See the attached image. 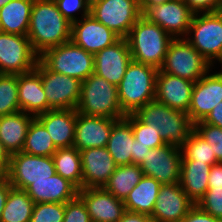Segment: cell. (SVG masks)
<instances>
[{"mask_svg": "<svg viewBox=\"0 0 222 222\" xmlns=\"http://www.w3.org/2000/svg\"><path fill=\"white\" fill-rule=\"evenodd\" d=\"M71 30L72 23L58 10L54 0H34L27 37L38 56L70 41Z\"/></svg>", "mask_w": 222, "mask_h": 222, "instance_id": "cell-1", "label": "cell"}, {"mask_svg": "<svg viewBox=\"0 0 222 222\" xmlns=\"http://www.w3.org/2000/svg\"><path fill=\"white\" fill-rule=\"evenodd\" d=\"M158 69L132 60L117 86L120 107L125 115L135 114L155 99Z\"/></svg>", "mask_w": 222, "mask_h": 222, "instance_id": "cell-2", "label": "cell"}, {"mask_svg": "<svg viewBox=\"0 0 222 222\" xmlns=\"http://www.w3.org/2000/svg\"><path fill=\"white\" fill-rule=\"evenodd\" d=\"M126 39L132 60L159 70L173 38L159 25L148 22L141 16L132 26Z\"/></svg>", "mask_w": 222, "mask_h": 222, "instance_id": "cell-3", "label": "cell"}, {"mask_svg": "<svg viewBox=\"0 0 222 222\" xmlns=\"http://www.w3.org/2000/svg\"><path fill=\"white\" fill-rule=\"evenodd\" d=\"M135 115L143 123L160 131L166 144L181 147L193 130V124L186 112L172 109L155 99L140 108Z\"/></svg>", "mask_w": 222, "mask_h": 222, "instance_id": "cell-4", "label": "cell"}, {"mask_svg": "<svg viewBox=\"0 0 222 222\" xmlns=\"http://www.w3.org/2000/svg\"><path fill=\"white\" fill-rule=\"evenodd\" d=\"M76 110L87 116L113 119H122L126 116L120 107L117 86L95 73L82 82Z\"/></svg>", "mask_w": 222, "mask_h": 222, "instance_id": "cell-5", "label": "cell"}, {"mask_svg": "<svg viewBox=\"0 0 222 222\" xmlns=\"http://www.w3.org/2000/svg\"><path fill=\"white\" fill-rule=\"evenodd\" d=\"M185 39L213 67H222V13L194 14Z\"/></svg>", "mask_w": 222, "mask_h": 222, "instance_id": "cell-6", "label": "cell"}, {"mask_svg": "<svg viewBox=\"0 0 222 222\" xmlns=\"http://www.w3.org/2000/svg\"><path fill=\"white\" fill-rule=\"evenodd\" d=\"M39 60L50 70L84 81L94 73V55L72 40L46 50Z\"/></svg>", "mask_w": 222, "mask_h": 222, "instance_id": "cell-7", "label": "cell"}, {"mask_svg": "<svg viewBox=\"0 0 222 222\" xmlns=\"http://www.w3.org/2000/svg\"><path fill=\"white\" fill-rule=\"evenodd\" d=\"M213 66L185 38H173L160 70L192 82L208 73Z\"/></svg>", "mask_w": 222, "mask_h": 222, "instance_id": "cell-8", "label": "cell"}, {"mask_svg": "<svg viewBox=\"0 0 222 222\" xmlns=\"http://www.w3.org/2000/svg\"><path fill=\"white\" fill-rule=\"evenodd\" d=\"M38 60L27 36L0 31V74L27 73L36 67Z\"/></svg>", "mask_w": 222, "mask_h": 222, "instance_id": "cell-9", "label": "cell"}, {"mask_svg": "<svg viewBox=\"0 0 222 222\" xmlns=\"http://www.w3.org/2000/svg\"><path fill=\"white\" fill-rule=\"evenodd\" d=\"M90 14L125 39L141 17L139 0H101L90 9Z\"/></svg>", "mask_w": 222, "mask_h": 222, "instance_id": "cell-10", "label": "cell"}, {"mask_svg": "<svg viewBox=\"0 0 222 222\" xmlns=\"http://www.w3.org/2000/svg\"><path fill=\"white\" fill-rule=\"evenodd\" d=\"M56 174L52 156H34L24 152L10 155L7 179L17 189L26 190L33 181H42Z\"/></svg>", "mask_w": 222, "mask_h": 222, "instance_id": "cell-11", "label": "cell"}, {"mask_svg": "<svg viewBox=\"0 0 222 222\" xmlns=\"http://www.w3.org/2000/svg\"><path fill=\"white\" fill-rule=\"evenodd\" d=\"M182 150L173 144L151 148L139 164L144 176L154 178L160 184L179 183Z\"/></svg>", "mask_w": 222, "mask_h": 222, "instance_id": "cell-12", "label": "cell"}, {"mask_svg": "<svg viewBox=\"0 0 222 222\" xmlns=\"http://www.w3.org/2000/svg\"><path fill=\"white\" fill-rule=\"evenodd\" d=\"M194 13L183 0H170L163 4L147 6L141 16L159 25L172 38H185Z\"/></svg>", "mask_w": 222, "mask_h": 222, "instance_id": "cell-13", "label": "cell"}, {"mask_svg": "<svg viewBox=\"0 0 222 222\" xmlns=\"http://www.w3.org/2000/svg\"><path fill=\"white\" fill-rule=\"evenodd\" d=\"M40 76L48 105L52 110L77 108L82 81L50 71L41 61Z\"/></svg>", "mask_w": 222, "mask_h": 222, "instance_id": "cell-14", "label": "cell"}, {"mask_svg": "<svg viewBox=\"0 0 222 222\" xmlns=\"http://www.w3.org/2000/svg\"><path fill=\"white\" fill-rule=\"evenodd\" d=\"M218 70V71H217ZM222 102V67H213L194 84L188 116L194 125Z\"/></svg>", "mask_w": 222, "mask_h": 222, "instance_id": "cell-15", "label": "cell"}, {"mask_svg": "<svg viewBox=\"0 0 222 222\" xmlns=\"http://www.w3.org/2000/svg\"><path fill=\"white\" fill-rule=\"evenodd\" d=\"M131 61L128 41L120 38L94 55V73L118 86Z\"/></svg>", "mask_w": 222, "mask_h": 222, "instance_id": "cell-16", "label": "cell"}, {"mask_svg": "<svg viewBox=\"0 0 222 222\" xmlns=\"http://www.w3.org/2000/svg\"><path fill=\"white\" fill-rule=\"evenodd\" d=\"M119 39L117 34L97 21L91 14L72 23L71 40L93 55Z\"/></svg>", "mask_w": 222, "mask_h": 222, "instance_id": "cell-17", "label": "cell"}, {"mask_svg": "<svg viewBox=\"0 0 222 222\" xmlns=\"http://www.w3.org/2000/svg\"><path fill=\"white\" fill-rule=\"evenodd\" d=\"M194 205L179 183L162 184L150 217L155 222H181Z\"/></svg>", "mask_w": 222, "mask_h": 222, "instance_id": "cell-18", "label": "cell"}, {"mask_svg": "<svg viewBox=\"0 0 222 222\" xmlns=\"http://www.w3.org/2000/svg\"><path fill=\"white\" fill-rule=\"evenodd\" d=\"M78 196L85 203L92 222H119L126 211L123 201L104 187L78 189Z\"/></svg>", "mask_w": 222, "mask_h": 222, "instance_id": "cell-19", "label": "cell"}, {"mask_svg": "<svg viewBox=\"0 0 222 222\" xmlns=\"http://www.w3.org/2000/svg\"><path fill=\"white\" fill-rule=\"evenodd\" d=\"M82 188L104 187L117 165L106 147H93L80 151Z\"/></svg>", "mask_w": 222, "mask_h": 222, "instance_id": "cell-20", "label": "cell"}, {"mask_svg": "<svg viewBox=\"0 0 222 222\" xmlns=\"http://www.w3.org/2000/svg\"><path fill=\"white\" fill-rule=\"evenodd\" d=\"M118 120L87 116L77 112L73 146L78 151L93 147H106L112 126Z\"/></svg>", "mask_w": 222, "mask_h": 222, "instance_id": "cell-21", "label": "cell"}, {"mask_svg": "<svg viewBox=\"0 0 222 222\" xmlns=\"http://www.w3.org/2000/svg\"><path fill=\"white\" fill-rule=\"evenodd\" d=\"M195 82L167 74L160 69L156 77L155 100L188 113Z\"/></svg>", "mask_w": 222, "mask_h": 222, "instance_id": "cell-22", "label": "cell"}, {"mask_svg": "<svg viewBox=\"0 0 222 222\" xmlns=\"http://www.w3.org/2000/svg\"><path fill=\"white\" fill-rule=\"evenodd\" d=\"M20 110L34 117L52 110L47 102L40 76V60L27 73L17 75Z\"/></svg>", "mask_w": 222, "mask_h": 222, "instance_id": "cell-23", "label": "cell"}, {"mask_svg": "<svg viewBox=\"0 0 222 222\" xmlns=\"http://www.w3.org/2000/svg\"><path fill=\"white\" fill-rule=\"evenodd\" d=\"M76 116V109H58L48 110L36 118L50 134L54 145L65 148L74 145Z\"/></svg>", "mask_w": 222, "mask_h": 222, "instance_id": "cell-24", "label": "cell"}, {"mask_svg": "<svg viewBox=\"0 0 222 222\" xmlns=\"http://www.w3.org/2000/svg\"><path fill=\"white\" fill-rule=\"evenodd\" d=\"M34 203H66L78 196V188L58 173L46 180L33 181L26 190Z\"/></svg>", "mask_w": 222, "mask_h": 222, "instance_id": "cell-25", "label": "cell"}, {"mask_svg": "<svg viewBox=\"0 0 222 222\" xmlns=\"http://www.w3.org/2000/svg\"><path fill=\"white\" fill-rule=\"evenodd\" d=\"M33 118L23 111L0 116V141L9 155L22 151Z\"/></svg>", "mask_w": 222, "mask_h": 222, "instance_id": "cell-26", "label": "cell"}, {"mask_svg": "<svg viewBox=\"0 0 222 222\" xmlns=\"http://www.w3.org/2000/svg\"><path fill=\"white\" fill-rule=\"evenodd\" d=\"M211 165L196 161H182L179 184L189 199L197 205L208 190Z\"/></svg>", "mask_w": 222, "mask_h": 222, "instance_id": "cell-27", "label": "cell"}, {"mask_svg": "<svg viewBox=\"0 0 222 222\" xmlns=\"http://www.w3.org/2000/svg\"><path fill=\"white\" fill-rule=\"evenodd\" d=\"M34 0H12L0 9V31L27 36Z\"/></svg>", "mask_w": 222, "mask_h": 222, "instance_id": "cell-28", "label": "cell"}, {"mask_svg": "<svg viewBox=\"0 0 222 222\" xmlns=\"http://www.w3.org/2000/svg\"><path fill=\"white\" fill-rule=\"evenodd\" d=\"M134 139L131 124L125 118L112 126L106 148L117 166L132 164Z\"/></svg>", "mask_w": 222, "mask_h": 222, "instance_id": "cell-29", "label": "cell"}, {"mask_svg": "<svg viewBox=\"0 0 222 222\" xmlns=\"http://www.w3.org/2000/svg\"><path fill=\"white\" fill-rule=\"evenodd\" d=\"M161 185L154 178L142 176L139 183L123 201L126 211L150 216L154 209Z\"/></svg>", "mask_w": 222, "mask_h": 222, "instance_id": "cell-30", "label": "cell"}, {"mask_svg": "<svg viewBox=\"0 0 222 222\" xmlns=\"http://www.w3.org/2000/svg\"><path fill=\"white\" fill-rule=\"evenodd\" d=\"M56 173L72 182L78 189H82V163L80 151L74 146L58 148L52 155Z\"/></svg>", "mask_w": 222, "mask_h": 222, "instance_id": "cell-31", "label": "cell"}, {"mask_svg": "<svg viewBox=\"0 0 222 222\" xmlns=\"http://www.w3.org/2000/svg\"><path fill=\"white\" fill-rule=\"evenodd\" d=\"M142 176L143 172L137 164L117 166L104 188L117 199L124 201Z\"/></svg>", "mask_w": 222, "mask_h": 222, "instance_id": "cell-32", "label": "cell"}, {"mask_svg": "<svg viewBox=\"0 0 222 222\" xmlns=\"http://www.w3.org/2000/svg\"><path fill=\"white\" fill-rule=\"evenodd\" d=\"M34 204L25 190L12 187L1 213L0 222H30Z\"/></svg>", "mask_w": 222, "mask_h": 222, "instance_id": "cell-33", "label": "cell"}, {"mask_svg": "<svg viewBox=\"0 0 222 222\" xmlns=\"http://www.w3.org/2000/svg\"><path fill=\"white\" fill-rule=\"evenodd\" d=\"M57 149L43 124L34 117L29 126L22 152L34 156H52Z\"/></svg>", "mask_w": 222, "mask_h": 222, "instance_id": "cell-34", "label": "cell"}, {"mask_svg": "<svg viewBox=\"0 0 222 222\" xmlns=\"http://www.w3.org/2000/svg\"><path fill=\"white\" fill-rule=\"evenodd\" d=\"M182 161H196L214 165L217 162L215 153L210 144L192 130L181 146Z\"/></svg>", "mask_w": 222, "mask_h": 222, "instance_id": "cell-35", "label": "cell"}, {"mask_svg": "<svg viewBox=\"0 0 222 222\" xmlns=\"http://www.w3.org/2000/svg\"><path fill=\"white\" fill-rule=\"evenodd\" d=\"M21 111L17 75L0 74V116Z\"/></svg>", "mask_w": 222, "mask_h": 222, "instance_id": "cell-36", "label": "cell"}, {"mask_svg": "<svg viewBox=\"0 0 222 222\" xmlns=\"http://www.w3.org/2000/svg\"><path fill=\"white\" fill-rule=\"evenodd\" d=\"M125 119L131 124L134 138L140 144L148 146L150 149L166 145L160 136V131L143 123L135 114L126 115Z\"/></svg>", "mask_w": 222, "mask_h": 222, "instance_id": "cell-37", "label": "cell"}, {"mask_svg": "<svg viewBox=\"0 0 222 222\" xmlns=\"http://www.w3.org/2000/svg\"><path fill=\"white\" fill-rule=\"evenodd\" d=\"M65 203L34 204L30 222H63Z\"/></svg>", "mask_w": 222, "mask_h": 222, "instance_id": "cell-38", "label": "cell"}, {"mask_svg": "<svg viewBox=\"0 0 222 222\" xmlns=\"http://www.w3.org/2000/svg\"><path fill=\"white\" fill-rule=\"evenodd\" d=\"M193 130L210 144L213 149L217 162H222V128L203 121L193 125Z\"/></svg>", "mask_w": 222, "mask_h": 222, "instance_id": "cell-39", "label": "cell"}, {"mask_svg": "<svg viewBox=\"0 0 222 222\" xmlns=\"http://www.w3.org/2000/svg\"><path fill=\"white\" fill-rule=\"evenodd\" d=\"M58 10L71 23L90 15V8L84 0H54ZM80 15V16H79Z\"/></svg>", "mask_w": 222, "mask_h": 222, "instance_id": "cell-40", "label": "cell"}, {"mask_svg": "<svg viewBox=\"0 0 222 222\" xmlns=\"http://www.w3.org/2000/svg\"><path fill=\"white\" fill-rule=\"evenodd\" d=\"M197 205L207 214L222 220V188H208Z\"/></svg>", "mask_w": 222, "mask_h": 222, "instance_id": "cell-41", "label": "cell"}, {"mask_svg": "<svg viewBox=\"0 0 222 222\" xmlns=\"http://www.w3.org/2000/svg\"><path fill=\"white\" fill-rule=\"evenodd\" d=\"M63 222H91L87 207L79 196L65 203Z\"/></svg>", "mask_w": 222, "mask_h": 222, "instance_id": "cell-42", "label": "cell"}, {"mask_svg": "<svg viewBox=\"0 0 222 222\" xmlns=\"http://www.w3.org/2000/svg\"><path fill=\"white\" fill-rule=\"evenodd\" d=\"M188 8L194 13L216 12L221 0H183Z\"/></svg>", "mask_w": 222, "mask_h": 222, "instance_id": "cell-43", "label": "cell"}, {"mask_svg": "<svg viewBox=\"0 0 222 222\" xmlns=\"http://www.w3.org/2000/svg\"><path fill=\"white\" fill-rule=\"evenodd\" d=\"M181 222H222V220L207 214L198 205H194Z\"/></svg>", "mask_w": 222, "mask_h": 222, "instance_id": "cell-44", "label": "cell"}, {"mask_svg": "<svg viewBox=\"0 0 222 222\" xmlns=\"http://www.w3.org/2000/svg\"><path fill=\"white\" fill-rule=\"evenodd\" d=\"M208 188H222V162L211 166L208 177Z\"/></svg>", "mask_w": 222, "mask_h": 222, "instance_id": "cell-45", "label": "cell"}, {"mask_svg": "<svg viewBox=\"0 0 222 222\" xmlns=\"http://www.w3.org/2000/svg\"><path fill=\"white\" fill-rule=\"evenodd\" d=\"M133 144V152L132 154V164L139 165L141 162H143L144 156L147 155V152L150 150L148 146L140 144L135 139L132 142Z\"/></svg>", "mask_w": 222, "mask_h": 222, "instance_id": "cell-46", "label": "cell"}, {"mask_svg": "<svg viewBox=\"0 0 222 222\" xmlns=\"http://www.w3.org/2000/svg\"><path fill=\"white\" fill-rule=\"evenodd\" d=\"M203 122L222 128V102L213 108Z\"/></svg>", "mask_w": 222, "mask_h": 222, "instance_id": "cell-47", "label": "cell"}, {"mask_svg": "<svg viewBox=\"0 0 222 222\" xmlns=\"http://www.w3.org/2000/svg\"><path fill=\"white\" fill-rule=\"evenodd\" d=\"M119 222H155V221L148 215L125 211Z\"/></svg>", "mask_w": 222, "mask_h": 222, "instance_id": "cell-48", "label": "cell"}, {"mask_svg": "<svg viewBox=\"0 0 222 222\" xmlns=\"http://www.w3.org/2000/svg\"><path fill=\"white\" fill-rule=\"evenodd\" d=\"M12 187L13 186L10 184L9 180L6 177L0 178V219L1 213L8 198L9 191Z\"/></svg>", "mask_w": 222, "mask_h": 222, "instance_id": "cell-49", "label": "cell"}, {"mask_svg": "<svg viewBox=\"0 0 222 222\" xmlns=\"http://www.w3.org/2000/svg\"><path fill=\"white\" fill-rule=\"evenodd\" d=\"M10 155L5 150L3 144L0 141V178L7 177L9 171Z\"/></svg>", "mask_w": 222, "mask_h": 222, "instance_id": "cell-50", "label": "cell"}, {"mask_svg": "<svg viewBox=\"0 0 222 222\" xmlns=\"http://www.w3.org/2000/svg\"><path fill=\"white\" fill-rule=\"evenodd\" d=\"M170 0H139L140 11L142 12L147 6L163 4Z\"/></svg>", "mask_w": 222, "mask_h": 222, "instance_id": "cell-51", "label": "cell"}, {"mask_svg": "<svg viewBox=\"0 0 222 222\" xmlns=\"http://www.w3.org/2000/svg\"><path fill=\"white\" fill-rule=\"evenodd\" d=\"M101 0H84V2L91 9L95 4L99 3Z\"/></svg>", "mask_w": 222, "mask_h": 222, "instance_id": "cell-52", "label": "cell"}, {"mask_svg": "<svg viewBox=\"0 0 222 222\" xmlns=\"http://www.w3.org/2000/svg\"><path fill=\"white\" fill-rule=\"evenodd\" d=\"M12 0H0V9Z\"/></svg>", "mask_w": 222, "mask_h": 222, "instance_id": "cell-53", "label": "cell"}, {"mask_svg": "<svg viewBox=\"0 0 222 222\" xmlns=\"http://www.w3.org/2000/svg\"><path fill=\"white\" fill-rule=\"evenodd\" d=\"M218 11L222 13V0H221V2H220Z\"/></svg>", "mask_w": 222, "mask_h": 222, "instance_id": "cell-54", "label": "cell"}]
</instances>
